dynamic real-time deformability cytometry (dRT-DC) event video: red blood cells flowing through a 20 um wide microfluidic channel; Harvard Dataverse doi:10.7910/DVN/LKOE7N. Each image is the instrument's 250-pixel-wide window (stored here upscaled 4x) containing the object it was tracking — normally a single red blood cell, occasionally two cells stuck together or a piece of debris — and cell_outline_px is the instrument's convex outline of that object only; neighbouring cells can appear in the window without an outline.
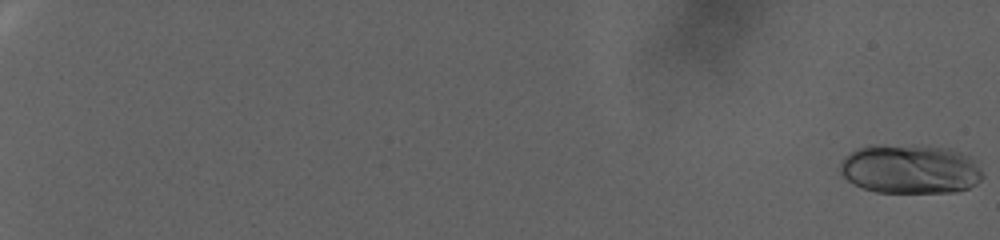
{"species": "human", "species_latin": "Homo sapiens", "temperature_condition": "warm", "stored_images_in_passage": 104, "camera_frame_rate_fps": 3000, "um_per_image_px": 0.085, "donor": {"sex": "female"}, "frame": {"image": 1, "passage_image": 1, "time_ms": 0.0, "image_size_px": [1000, 240], "cell_outline_px": [[984, 176], [976, 184], [968, 188], [956, 192], [876, 192], [864, 188], [848, 180], [840, 172], [840, 160], [844, 156], [856, 148], [868, 144], [912, 144], [952, 148], [972, 156], [980, 168]], "centroid_in_image_um": [77.37, 14.33], "position_along_channel_um": 7.6, "area_um2": 41.85}}
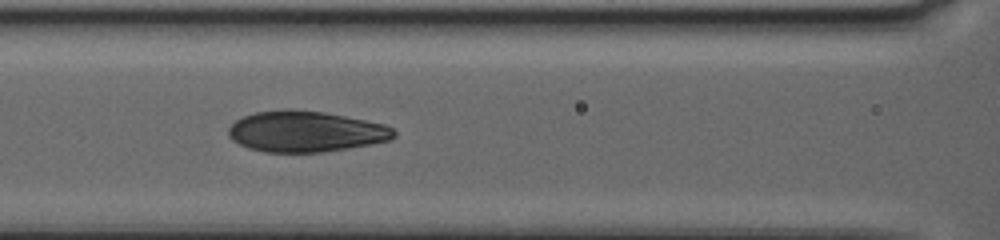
{"frame": {"image": 2, "passage_image": 56, "time_ms": 18.333, "image_size_px": [1000, 240], "cell_outline_px": [[396, 136], [388, 140], [348, 148], [324, 152], [264, 152], [248, 148], [232, 140], [228, 136], [228, 128], [236, 120], [244, 116], [256, 112], [284, 108], [292, 108], [324, 112], [384, 124], [392, 128], [396, 132]], "centroid_in_image_um": [25.94, 11.17], "position_along_channel_um": 140.7, "area_um2": 39.48}}
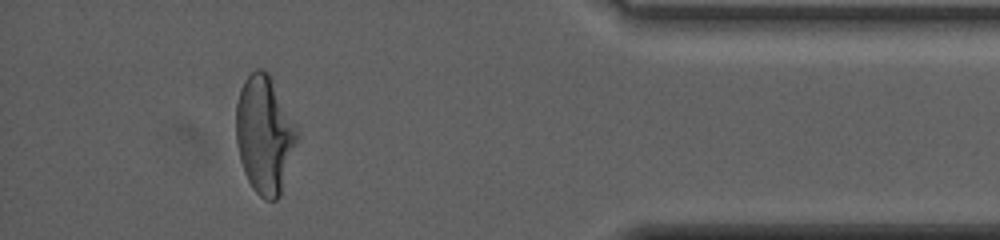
{"frame": {"image": 3, "passage_image": 97, "time_ms": 32.0, "image_size_px": [1000, 240], "cell_outline_px": [[300, 132], [280, 196], [276, 200], [264, 200], [252, 188], [244, 172], [240, 160], [236, 144], [236, 104], [240, 88], [244, 80], [256, 68], [264, 68], [268, 72], [296, 124]], "centroid_in_image_um": [22.48, 11.44], "position_along_channel_um": 412.7, "area_um2": 42.08}, "authors_computed_cell_mechanics": {"area_um2": 39.5063, "velocity_mm_per_s": 2.2064, "shape_relaxation_time_tau1_ms": 9.295, "shape_relaxation_time_tau2_ms": null, "deformation_change_tau1": 0.2508, "deformation_change_tau2": null}}